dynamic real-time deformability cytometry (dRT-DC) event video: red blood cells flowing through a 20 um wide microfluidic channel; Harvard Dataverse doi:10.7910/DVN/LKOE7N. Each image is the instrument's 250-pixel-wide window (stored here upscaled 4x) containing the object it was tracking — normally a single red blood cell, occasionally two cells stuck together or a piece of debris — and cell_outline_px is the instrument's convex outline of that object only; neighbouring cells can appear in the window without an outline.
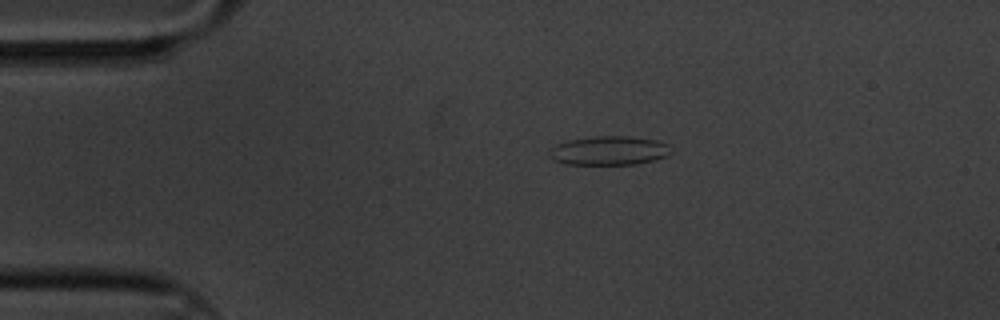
{"species": "common noctule bat (a hibernating species)", "species_latin": "Nyctalus noctula", "temperature_condition": "cold", "stored_images_in_passage": 9, "camera_frame_rate_fps": 3000, "um_per_image_px": 0.085, "animal": {"sex": "male", "body_mass_g": 20.1, "forearm_length_mm": 53.5}, "frame": {"image": 1, "passage_image": 1, "time_ms": 0.0, "image_size_px": [1000, 320], "cell_outline_px": [[672, 152], [668, 156], [656, 160], [636, 164], [564, 164], [556, 160], [548, 152], [556, 144], [568, 140], [596, 136], [628, 136], [656, 140], [668, 144]], "centroid_in_image_um": [51.82, 12.8], "position_along_channel_um": 33.2, "area_um2": 20.52}}
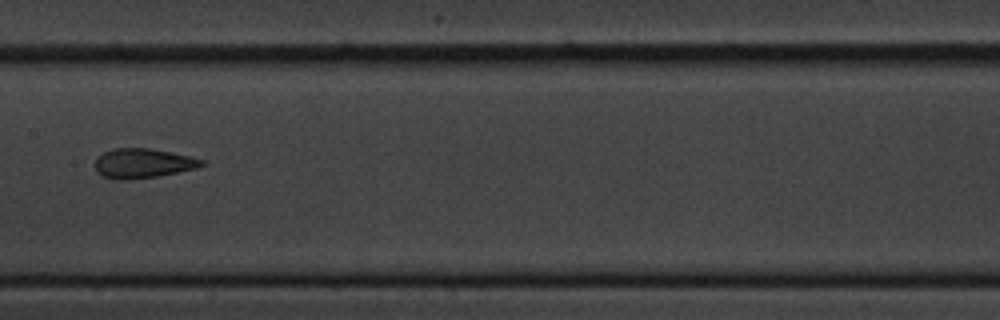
{"frame": {"image": 2, "passage_image": 6, "time_ms": 1.667, "image_size_px": [1000, 320], "cell_outline_px": [[208, 164], [196, 168], [156, 176], [124, 180], [116, 180], [100, 176], [96, 172], [96, 156], [112, 148], [148, 148], [188, 156], [204, 160]], "centroid_in_image_um": [12.1, 13.88], "position_along_channel_um": 195.3, "area_um2": 18.32}}
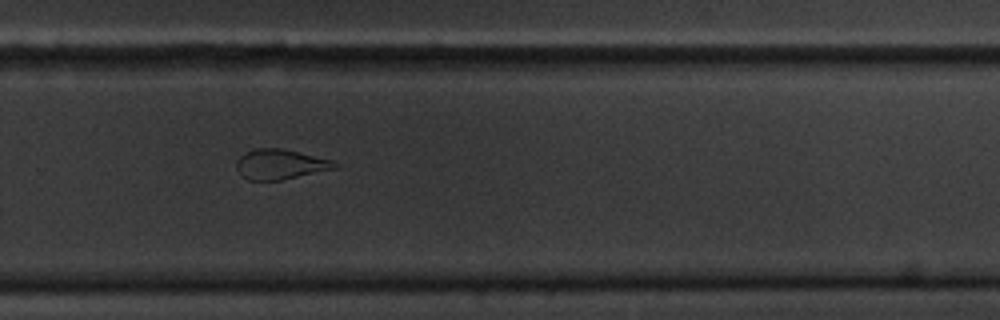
{"frame": {"image": 3, "passage_image": 9, "time_ms": 2.667, "image_size_px": [1000, 320], "cell_outline_px": [[340, 164], [336, 168], [280, 180], [248, 180], [240, 176], [236, 168], [236, 160], [244, 152], [256, 148], [284, 148], [332, 160]], "centroid_in_image_um": [23.78, 13.95], "position_along_channel_um": 306.0, "area_um2": 17.34}}